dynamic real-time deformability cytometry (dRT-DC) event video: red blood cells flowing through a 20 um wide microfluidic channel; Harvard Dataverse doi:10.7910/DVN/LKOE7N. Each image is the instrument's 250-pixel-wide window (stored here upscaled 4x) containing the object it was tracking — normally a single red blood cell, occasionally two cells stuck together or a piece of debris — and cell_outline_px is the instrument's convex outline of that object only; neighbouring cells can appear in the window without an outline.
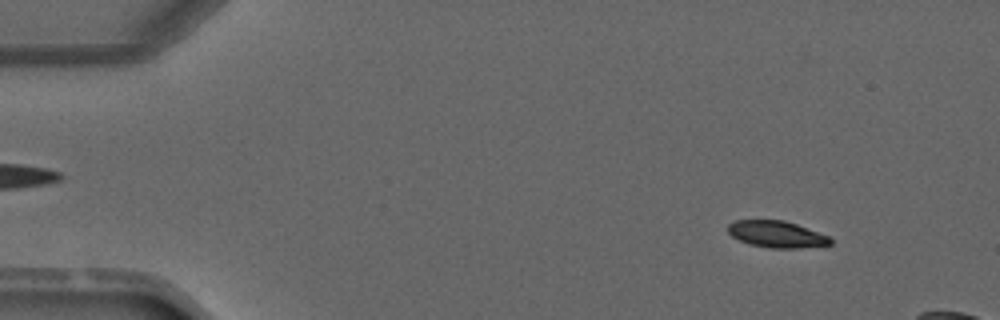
{"species": "common noctule bat (a hibernating species)", "species_latin": "Nyctalus noctula", "temperature_condition": "warm", "stored_images_in_passage": 3, "camera_frame_rate_fps": 3000, "um_per_image_px": 0.085, "animal": {"sex": "male", "forearm_length_mm": 52.5}, "frame": {"image": 1, "passage_image": 1, "time_ms": 0.0, "image_size_px": [1000, 320], "cell_outline_px": [[832, 244], [800, 248], [768, 248], [748, 244], [732, 236], [728, 232], [728, 224], [736, 220], [784, 220], [796, 224], [828, 236], [832, 240]], "centroid_in_image_um": [65.99, 19.91], "position_along_channel_um": 19.0, "area_um2": 15.84}}